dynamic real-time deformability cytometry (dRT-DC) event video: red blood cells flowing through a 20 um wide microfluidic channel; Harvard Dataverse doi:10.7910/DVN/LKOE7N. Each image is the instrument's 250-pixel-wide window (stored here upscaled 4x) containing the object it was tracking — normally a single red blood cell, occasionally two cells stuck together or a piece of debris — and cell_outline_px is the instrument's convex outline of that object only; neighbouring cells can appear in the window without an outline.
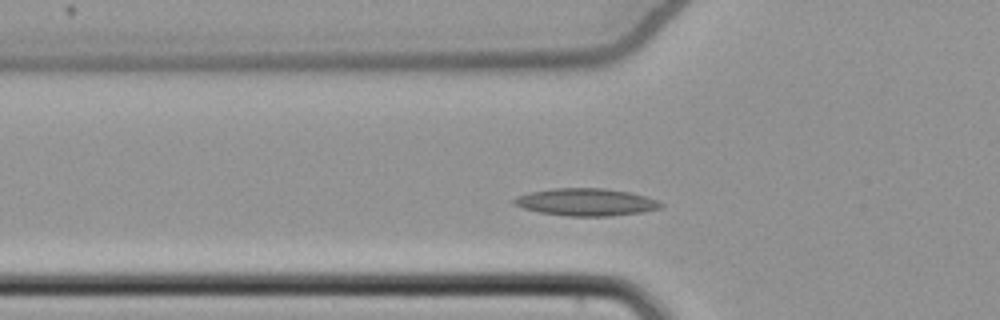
{"species": "common noctule bat (a hibernating species)", "species_latin": "Nyctalus noctula", "temperature_condition": "cold", "stored_images_in_passage": 39, "camera_frame_rate_fps": 3000, "um_per_image_px": 0.085, "animal": {"sex": "female", "body_mass_g": 22.7, "forearm_length_mm": 54.2}, "frame": {"image": 1, "passage_image": 3, "time_ms": 0.667, "image_size_px": [1000, 320], "cell_outline_px": [[664, 208], [644, 212], [608, 216], [568, 216], [540, 212], [524, 208], [512, 204], [512, 200], [516, 196], [532, 192], [552, 188], [604, 188], [632, 192], [656, 200], [664, 204]], "centroid_in_image_um": [49.85, 17.18], "position_along_channel_um": 76.0, "area_um2": 23.52}}
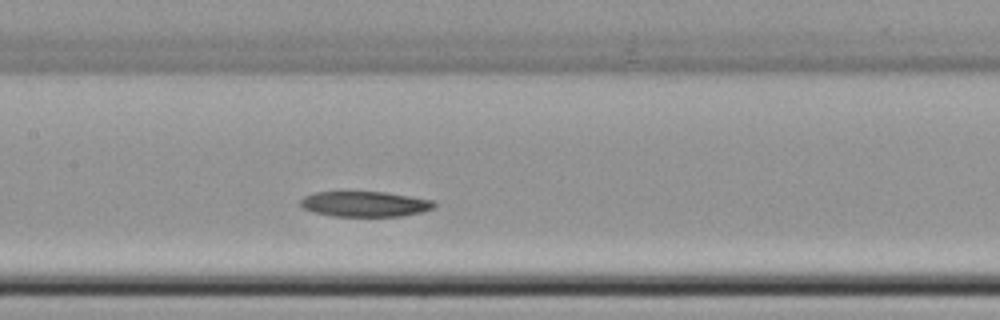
{"frame": {"image": 2, "passage_image": 11, "time_ms": 3.333, "image_size_px": [1000, 320], "cell_outline_px": [[436, 204], [432, 208], [420, 212], [400, 216], [332, 216], [312, 212], [304, 208], [300, 204], [300, 200], [304, 196], [316, 192], [388, 192], [432, 200]], "centroid_in_image_um": [30.98, 17.34], "position_along_channel_um": 176.4, "area_um2": 19.65}}
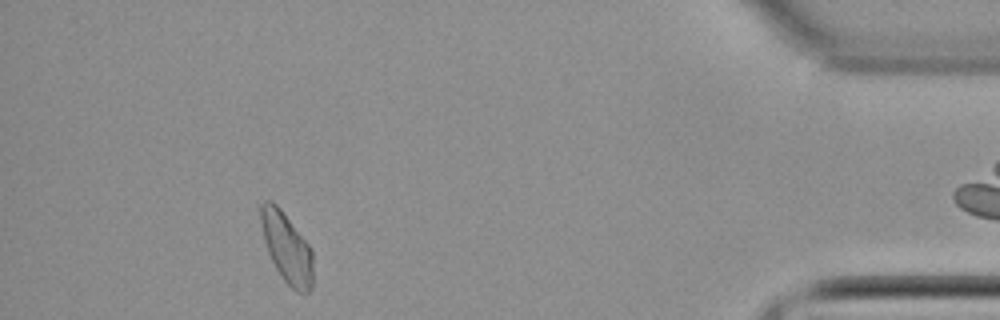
{"frame": {"image": 3, "passage_image": 34, "time_ms": 11.0, "image_size_px": [1000, 320], "cell_outline_px": [[312, 288], [308, 292], [296, 292], [284, 280], [276, 268], [268, 252], [264, 240], [260, 224], [260, 204], [264, 200], [272, 200], [280, 208], [312, 248]], "centroid_in_image_um": [24.36, 21.03], "position_along_channel_um": 410.8, "area_um2": 21.27}}